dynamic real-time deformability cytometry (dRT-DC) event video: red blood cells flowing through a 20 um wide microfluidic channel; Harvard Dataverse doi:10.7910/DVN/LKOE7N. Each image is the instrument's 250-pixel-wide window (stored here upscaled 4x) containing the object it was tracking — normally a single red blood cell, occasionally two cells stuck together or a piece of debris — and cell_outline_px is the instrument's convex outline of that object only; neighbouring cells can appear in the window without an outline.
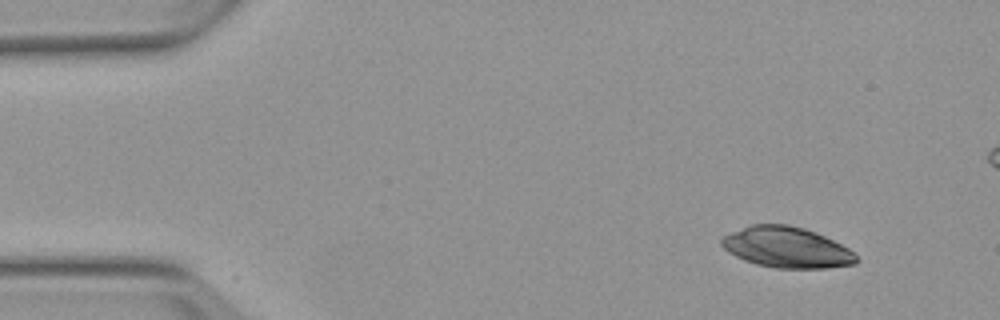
{"species": "Egyptian fruit bat (a non-hibernating species)", "species_latin": "Rousettus aegyptiacus", "temperature_condition": "warm", "stored_images_in_passage": 5, "camera_frame_rate_fps": 3000, "um_per_image_px": 0.085, "animal": {"sex": "female"}, "frame": {"image": 1, "passage_image": 1, "time_ms": 0.0, "image_size_px": [1000, 320], "cell_outline_px": [[860, 260], [856, 264], [828, 268], [776, 268], [756, 264], [744, 260], [728, 252], [720, 244], [720, 240], [724, 236], [732, 232], [752, 224], [788, 224], [804, 228], [816, 232], [848, 248]], "centroid_in_image_um": [66.87, 21.03], "position_along_channel_um": 18.1, "area_um2": 31.96}}
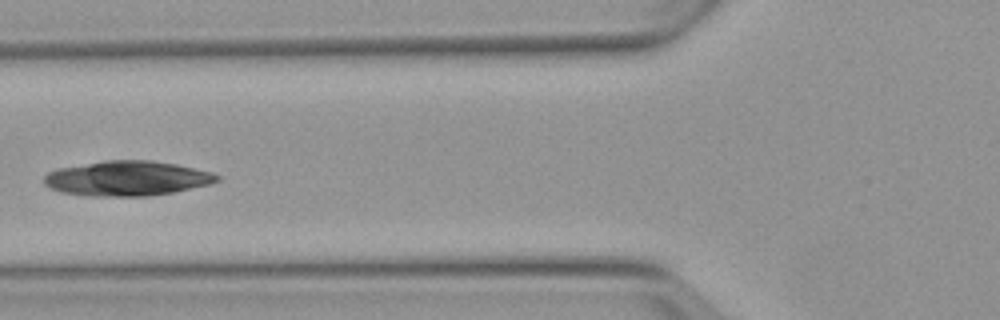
{"frame": {"image": 2, "passage_image": 5, "time_ms": 5.0, "image_size_px": [1000, 320], "cell_outline_px": [[220, 180], [212, 184], [172, 192], [148, 196], [92, 196], [60, 192], [48, 188], [44, 184], [44, 176], [48, 172], [56, 168], [104, 160], [152, 160], [176, 164], [212, 172], [220, 176]], "centroid_in_image_um": [10.78, 15.16], "position_along_channel_um": 115.0, "area_um2": 35.43}}